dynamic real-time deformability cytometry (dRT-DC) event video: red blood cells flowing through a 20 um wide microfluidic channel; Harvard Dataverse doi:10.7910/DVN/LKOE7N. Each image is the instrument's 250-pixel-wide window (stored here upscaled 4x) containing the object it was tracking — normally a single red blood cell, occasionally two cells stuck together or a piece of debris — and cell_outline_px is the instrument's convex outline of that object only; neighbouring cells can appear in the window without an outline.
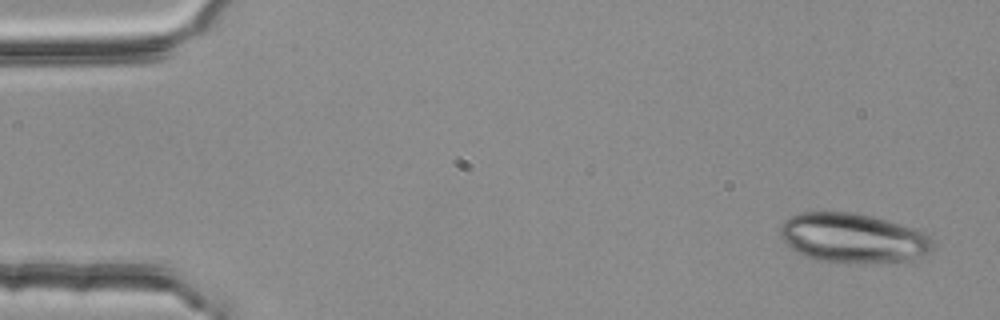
{"species": "common noctule bat (a hibernating species)", "species_latin": "Nyctalus noctula", "temperature_condition": "room temperature", "stored_images_in_passage": 5, "camera_frame_rate_fps": 3000, "um_per_image_px": 0.085, "animal": {"sex": "female", "body_mass_g": 25.1}, "frame": {"image": 1, "passage_image": 1, "time_ms": 0.0, "image_size_px": [1000, 320], "cell_outline_px": [[936, 248], [932, 252], [924, 256], [912, 260], [896, 264], [816, 260], [804, 256], [796, 252], [780, 236], [780, 224], [784, 220], [800, 212], [852, 212], [872, 216], [888, 220], [924, 232], [936, 244]], "centroid_in_image_um": [72.58, 20.25], "position_along_channel_um": 12.4, "area_um2": 44.68}}